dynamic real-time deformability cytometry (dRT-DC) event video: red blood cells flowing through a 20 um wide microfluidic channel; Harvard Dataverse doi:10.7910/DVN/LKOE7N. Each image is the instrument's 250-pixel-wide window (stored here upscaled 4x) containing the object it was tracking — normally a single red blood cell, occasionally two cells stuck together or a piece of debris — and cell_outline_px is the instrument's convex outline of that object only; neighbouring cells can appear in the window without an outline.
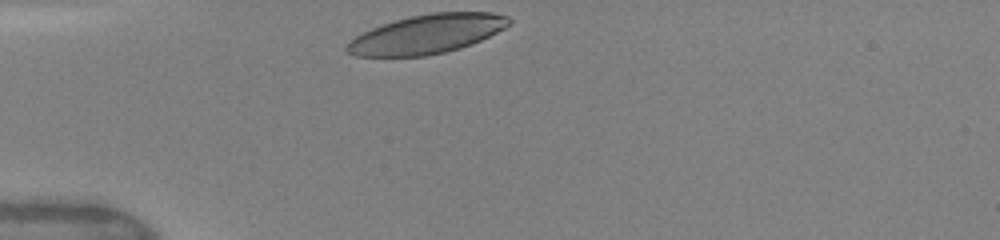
{"species": "human", "species_latin": "Homo sapiens", "temperature_condition": "warm", "stored_images_in_passage": 5, "camera_frame_rate_fps": 3000, "um_per_image_px": 0.085, "donor": {"sex": "female"}, "frame": {"image": 1, "passage_image": 1, "time_ms": 0.0, "image_size_px": [1000, 240], "cell_outline_px": [[512, 24], [472, 44], [460, 48], [444, 52], [424, 56], [356, 56], [344, 52], [344, 48], [356, 36], [372, 28], [396, 20], [412, 16], [432, 12], [492, 12], [508, 16], [512, 20]], "centroid_in_image_um": [36.31, 2.9], "position_along_channel_um": 48.7, "area_um2": 36.65}}
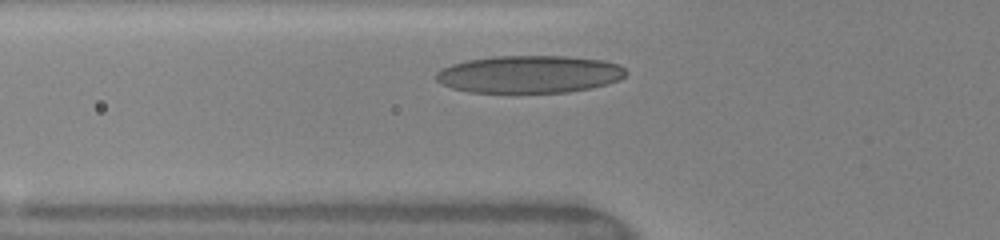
{"frame": {"image": 2, "passage_image": 3, "time_ms": 1.333, "image_size_px": [1000, 240], "cell_outline_px": [[628, 72], [620, 80], [592, 88], [568, 92], [468, 92], [452, 88], [436, 80], [436, 72], [440, 68], [452, 64], [468, 60], [496, 56], [564, 56], [604, 60], [616, 64], [624, 68]], "centroid_in_image_um": [45.0, 6.31], "position_along_channel_um": 80.8, "area_um2": 41.44}}